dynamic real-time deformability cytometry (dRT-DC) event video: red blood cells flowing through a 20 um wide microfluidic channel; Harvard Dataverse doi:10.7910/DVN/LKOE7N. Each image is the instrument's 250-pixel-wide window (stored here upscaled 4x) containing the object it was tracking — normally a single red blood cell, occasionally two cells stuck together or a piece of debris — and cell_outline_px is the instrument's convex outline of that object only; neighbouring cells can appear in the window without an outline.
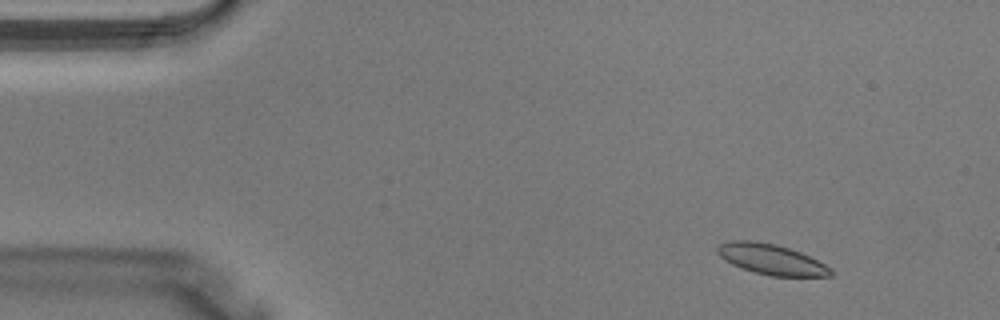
{"species": "Egyptian fruit bat (a non-hibernating species)", "species_latin": "Rousettus aegyptiacus", "temperature_condition": "warm", "stored_images_in_passage": 39, "camera_frame_rate_fps": 3000, "um_per_image_px": 0.085, "animal": {"sex": "male"}, "frame": {"image": 1, "passage_image": 4, "time_ms": 1.0, "image_size_px": [1000, 320], "cell_outline_px": [[832, 276], [772, 276], [752, 272], [740, 268], [724, 260], [716, 252], [716, 248], [720, 244], [728, 240], [752, 240], [776, 244], [800, 252], [832, 268]], "centroid_in_image_um": [65.51, 22.04], "position_along_channel_um": 19.5, "area_um2": 20.17}}
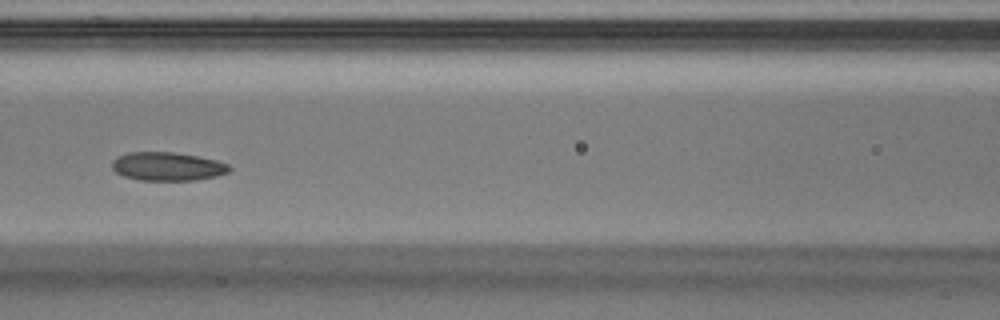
{"frame": {"image": 2, "passage_image": 17, "time_ms": 5.333, "image_size_px": [1000, 320], "cell_outline_px": [[232, 168], [228, 172], [216, 176], [196, 180], [140, 180], [124, 176], [116, 172], [112, 168], [112, 160], [128, 152], [172, 152], [196, 156], [216, 160], [228, 164]], "centroid_in_image_um": [14.24, 14.15], "position_along_channel_um": 152.4, "area_um2": 19.36}}
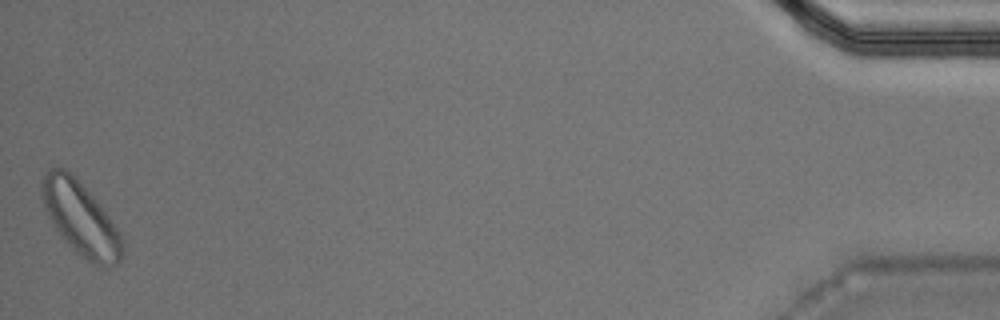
{"frame": {"image": 3, "passage_image": 39, "time_ms": 12.667, "image_size_px": [1000, 320], "cell_outline_px": [[124, 244], [120, 260], [116, 264], [108, 268], [104, 268], [92, 264], [80, 256], [68, 244], [56, 228], [48, 216], [44, 208], [40, 196], [40, 180], [52, 168], [64, 168], [72, 172], [76, 176], [96, 200], [120, 236]], "centroid_in_image_um": [6.81, 18.57], "position_along_channel_um": 428.4, "area_um2": 34.1}}